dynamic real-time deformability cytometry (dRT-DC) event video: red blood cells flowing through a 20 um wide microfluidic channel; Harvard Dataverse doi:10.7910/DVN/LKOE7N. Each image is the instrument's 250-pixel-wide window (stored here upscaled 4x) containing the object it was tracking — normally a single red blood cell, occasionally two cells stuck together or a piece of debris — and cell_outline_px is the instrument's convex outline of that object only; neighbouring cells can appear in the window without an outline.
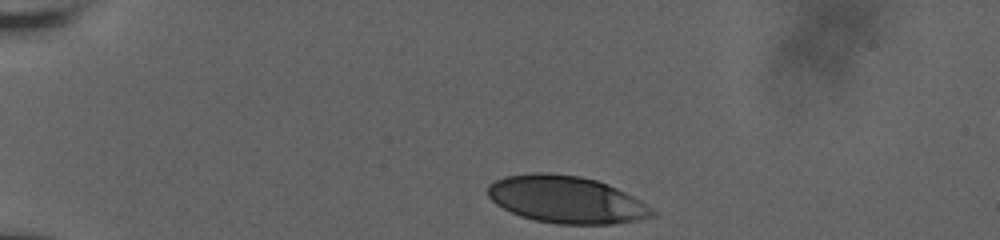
{"species": "human", "species_latin": "Homo sapiens", "temperature_condition": "room temperature", "stored_images_in_passage": 55, "camera_frame_rate_fps": 3000, "um_per_image_px": 0.085, "donor": {"sex": "male"}, "frame": {"image": 1, "passage_image": 1, "time_ms": 0.0, "image_size_px": [1000, 240], "cell_outline_px": [[656, 216], [640, 220], [612, 224], [556, 224], [536, 220], [520, 216], [496, 204], [488, 196], [488, 184], [504, 176], [532, 172], [548, 172], [580, 176], [596, 180], [608, 184], [640, 200], [652, 208], [656, 212]], "centroid_in_image_um": [48.14, 16.96], "position_along_channel_um": 36.9, "area_um2": 45.37}}
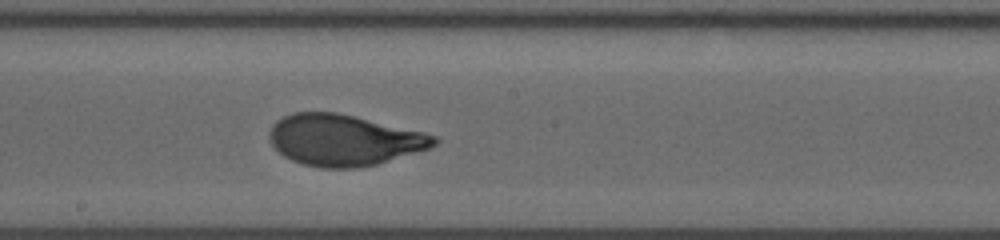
{"frame": {"image": 2, "passage_image": 38, "time_ms": 6.667, "image_size_px": [1000, 240], "cell_outline_px": [[440, 140], [436, 144], [428, 148], [376, 164], [356, 168], [320, 168], [304, 164], [292, 160], [284, 156], [272, 144], [268, 136], [268, 132], [272, 124], [276, 120], [292, 112], [336, 112], [424, 132], [436, 136]], "centroid_in_image_um": [29.19, 11.9], "position_along_channel_um": 219.0, "area_um2": 48.84}}
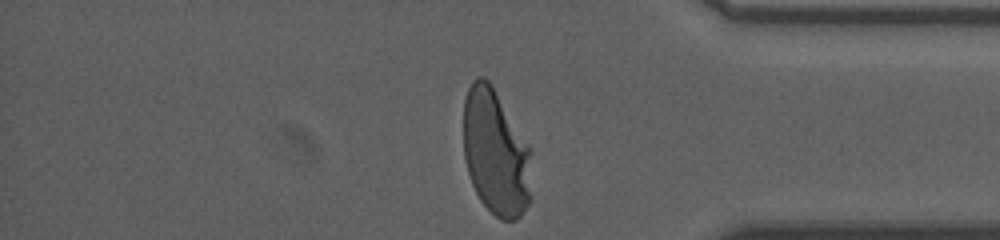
{"frame": {"image": 3, "passage_image": 55, "time_ms": 11.667, "image_size_px": [1000, 240], "cell_outline_px": [[532, 152], [528, 204], [520, 216], [516, 220], [500, 220], [480, 200], [472, 184], [468, 172], [464, 156], [464, 100], [468, 88], [472, 80], [476, 76], [484, 76], [492, 84], [532, 148]], "centroid_in_image_um": [42.14, 12.92], "position_along_channel_um": 393.1, "area_um2": 50.4}, "authors_computed_cell_mechanics": {"area_um2": 48.6676, "velocity_mm_per_s": 3.7486, "shape_relaxation_time_tau1_ms": 4.0077, "shape_relaxation_time_tau2_ms": null, "deformation_change_tau1": 0.2063, "deformation_change_tau2": null}}